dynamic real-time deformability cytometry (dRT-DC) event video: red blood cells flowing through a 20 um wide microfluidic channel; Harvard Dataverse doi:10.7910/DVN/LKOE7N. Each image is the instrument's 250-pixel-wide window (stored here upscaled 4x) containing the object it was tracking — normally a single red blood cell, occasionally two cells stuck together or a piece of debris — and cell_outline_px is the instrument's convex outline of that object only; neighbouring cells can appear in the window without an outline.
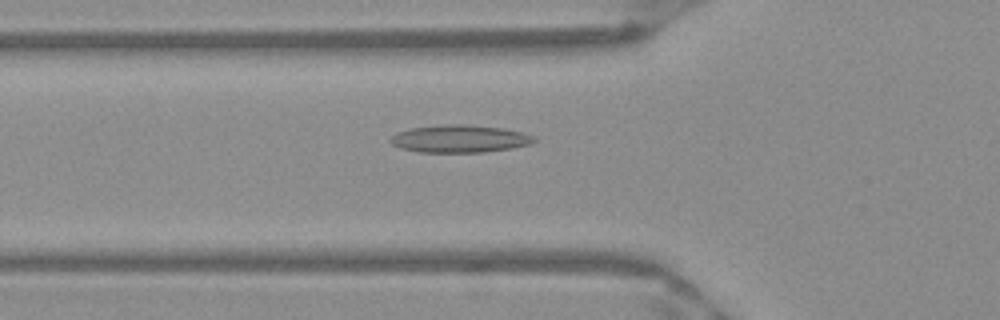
{"species": "Egyptian fruit bat (a non-hibernating species)", "species_latin": "Rousettus aegyptiacus", "temperature_condition": "warm", "stored_images_in_passage": 51, "camera_frame_rate_fps": 3000, "um_per_image_px": 0.085, "frame": {"image": 1, "passage_image": 18, "time_ms": 5.667, "image_size_px": [1000, 320], "cell_outline_px": [[536, 140], [528, 144], [512, 148], [484, 152], [420, 152], [400, 148], [392, 144], [388, 140], [396, 132], [412, 128], [440, 124], [468, 124], [504, 128], [536, 136]], "centroid_in_image_um": [39.05, 11.78], "position_along_channel_um": 86.7, "area_um2": 23.18}}
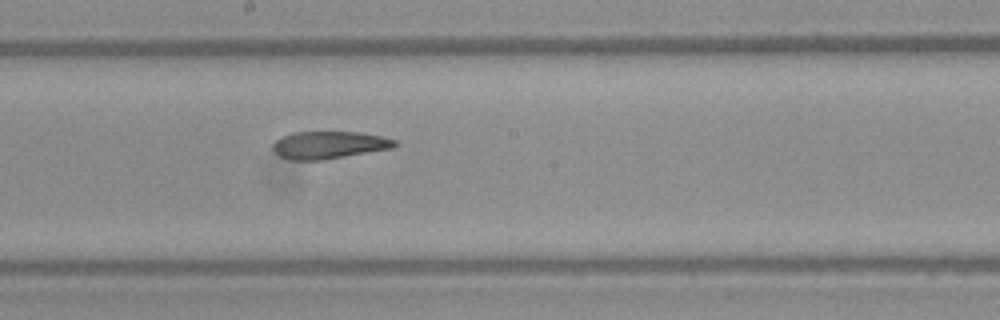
{"frame": {"image": 2, "passage_image": 28, "time_ms": 9.0, "image_size_px": [1000, 320], "cell_outline_px": [[396, 144], [392, 148], [324, 160], [292, 160], [280, 156], [272, 148], [272, 144], [280, 136], [292, 132], [360, 132], [380, 136], [396, 140]], "centroid_in_image_um": [27.93, 12.32], "position_along_channel_um": 220.3, "area_um2": 19.48}}
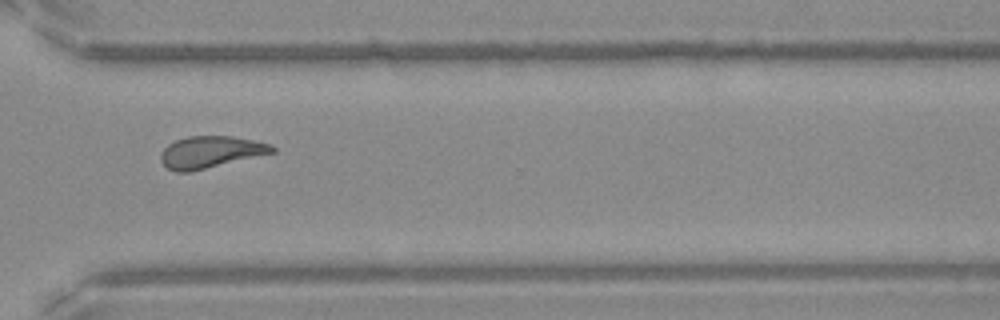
{"frame": {"image": 3, "passage_image": 38, "time_ms": 12.333, "image_size_px": [1000, 320], "cell_outline_px": [[276, 152], [188, 172], [176, 172], [168, 168], [160, 160], [160, 152], [168, 144], [176, 140], [188, 136], [232, 136], [252, 140], [268, 144], [276, 148]], "centroid_in_image_um": [17.87, 12.92], "position_along_channel_um": 352.7, "area_um2": 20.46}, "authors_computed_cell_mechanics": {"area_um2": 21.0392, "velocity_mm_per_s": 3.9737, "shape_relaxation_time_tau1_ms": null, "shape_relaxation_time_tau2_ms": 2.1813, "deformation_change_tau1": null, "deformation_change_tau2": 0.1061}}